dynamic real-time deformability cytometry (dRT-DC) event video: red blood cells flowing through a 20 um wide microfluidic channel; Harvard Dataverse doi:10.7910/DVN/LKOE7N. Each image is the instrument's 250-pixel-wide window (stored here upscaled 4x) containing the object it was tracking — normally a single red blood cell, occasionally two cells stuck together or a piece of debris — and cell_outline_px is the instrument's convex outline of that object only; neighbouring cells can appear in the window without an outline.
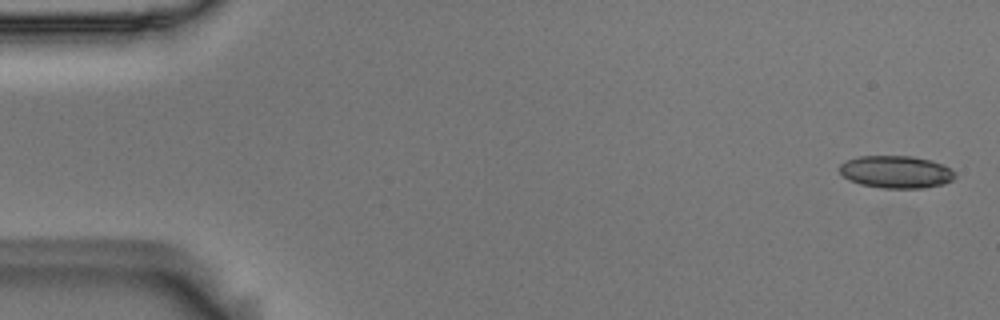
{"species": "Egyptian fruit bat (a non-hibernating species)", "species_latin": "Rousettus aegyptiacus", "temperature_condition": "room temperature", "stored_images_in_passage": 54, "camera_frame_rate_fps": 3000, "um_per_image_px": 0.085, "animal": {"sex": "male"}, "frame": {"image": 1, "passage_image": 1, "time_ms": 0.0, "image_size_px": [1000, 320], "cell_outline_px": [[956, 176], [952, 180], [944, 184], [924, 188], [884, 188], [860, 184], [848, 180], [840, 172], [840, 164], [848, 160], [860, 156], [912, 156], [932, 160], [944, 164]], "centroid_in_image_um": [76.17, 14.61], "position_along_channel_um": 8.8, "area_um2": 21.79}}
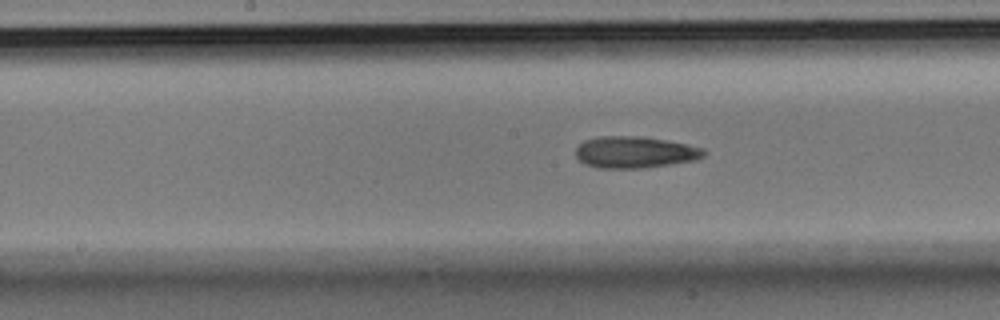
{"frame": {"image": 2, "passage_image": 27, "time_ms": 8.667, "image_size_px": [1000, 320], "cell_outline_px": [[708, 152], [704, 156], [696, 160], [672, 164], [644, 168], [596, 168], [584, 164], [576, 156], [576, 148], [584, 140], [600, 136], [644, 136], [688, 144], [704, 148]], "centroid_in_image_um": [53.99, 12.94], "position_along_channel_um": 194.2, "area_um2": 23.93}}
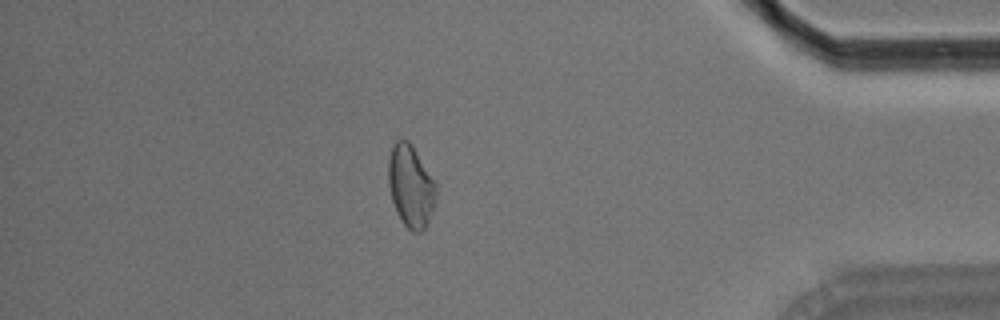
{"frame": {"image": 3, "passage_image": 47, "time_ms": 15.333, "image_size_px": [1000, 320], "cell_outline_px": [[436, 196], [428, 220], [424, 228], [420, 232], [412, 232], [404, 224], [396, 212], [392, 200], [388, 184], [388, 160], [392, 144], [396, 140], [408, 140], [412, 144], [436, 180]], "centroid_in_image_um": [34.9, 15.77], "position_along_channel_um": 400.3, "area_um2": 23.0}, "authors_computed_cell_mechanics": {"area_um2": 22.9177, "velocity_mm_per_s": 3.6538, "shape_relaxation_time_tau1_ms": 7.6551, "shape_relaxation_time_tau2_ms": 4.9804, "deformation_change_tau1": 0.1962, "deformation_change_tau2": 0.1427}}